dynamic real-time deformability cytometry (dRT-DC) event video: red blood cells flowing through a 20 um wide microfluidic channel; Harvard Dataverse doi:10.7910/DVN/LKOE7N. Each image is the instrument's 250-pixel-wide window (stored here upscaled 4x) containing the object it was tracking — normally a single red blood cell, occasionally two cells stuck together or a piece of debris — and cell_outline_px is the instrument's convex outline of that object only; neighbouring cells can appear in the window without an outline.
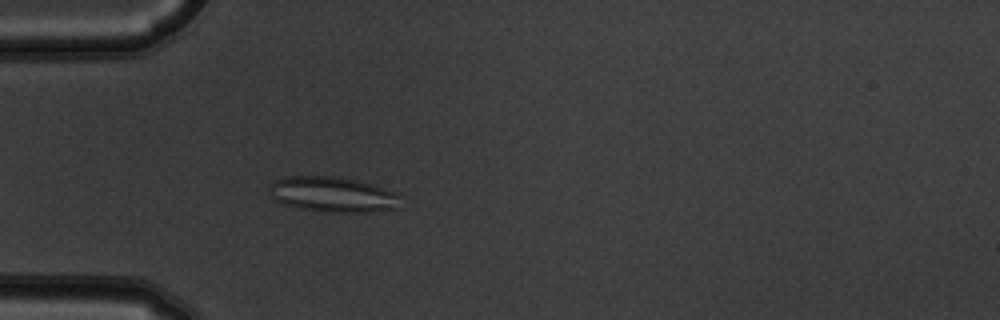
{"species": "common noctule bat (a hibernating species)", "species_latin": "Nyctalus noctula", "temperature_condition": "warm", "stored_images_in_passage": 5, "camera_frame_rate_fps": 3000, "um_per_image_px": 0.085, "animal": {"sex": "male", "body_mass_g": 19.5, "forearm_length_mm": 54.6}, "frame": {"image": 1, "passage_image": 5, "time_ms": 1.333, "image_size_px": [1000, 320], "cell_outline_px": [[400, 208], [372, 212], [324, 212], [300, 208], [284, 204], [272, 200], [268, 192], [268, 184], [276, 180], [288, 176], [336, 176], [356, 180], [396, 192], [400, 196]], "centroid_in_image_um": [28.25, 16.54], "position_along_channel_um": 56.8, "area_um2": 27.34}}